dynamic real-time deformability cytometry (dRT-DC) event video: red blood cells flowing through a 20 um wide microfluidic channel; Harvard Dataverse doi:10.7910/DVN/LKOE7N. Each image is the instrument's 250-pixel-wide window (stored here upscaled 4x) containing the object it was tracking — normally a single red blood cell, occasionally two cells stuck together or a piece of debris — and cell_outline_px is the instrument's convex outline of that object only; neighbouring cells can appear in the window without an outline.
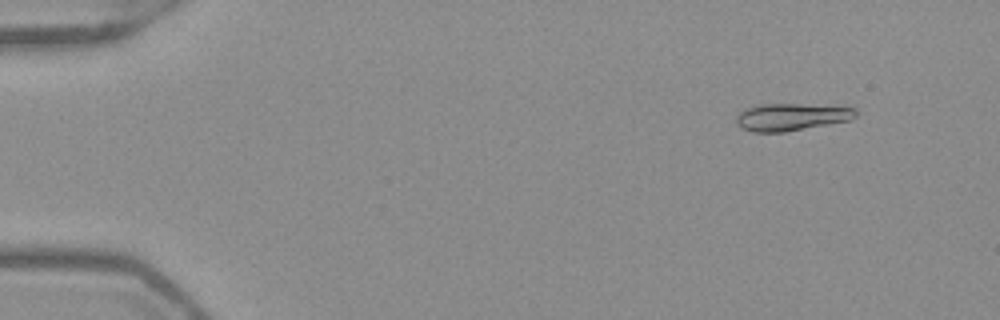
{"species": "Egyptian fruit bat (a non-hibernating species)", "species_latin": "Rousettus aegyptiacus", "temperature_condition": "warm", "stored_images_in_passage": 53, "camera_frame_rate_fps": 3000, "um_per_image_px": 0.085, "frame": {"image": 1, "passage_image": 6, "time_ms": 1.667, "image_size_px": [1000, 320], "cell_outline_px": [[856, 116], [852, 120], [784, 132], [752, 132], [740, 128], [736, 124], [736, 116], [744, 108], [760, 104], [800, 104], [856, 108]], "centroid_in_image_um": [67.22, 9.95], "position_along_channel_um": 17.8, "area_um2": 19.07}}
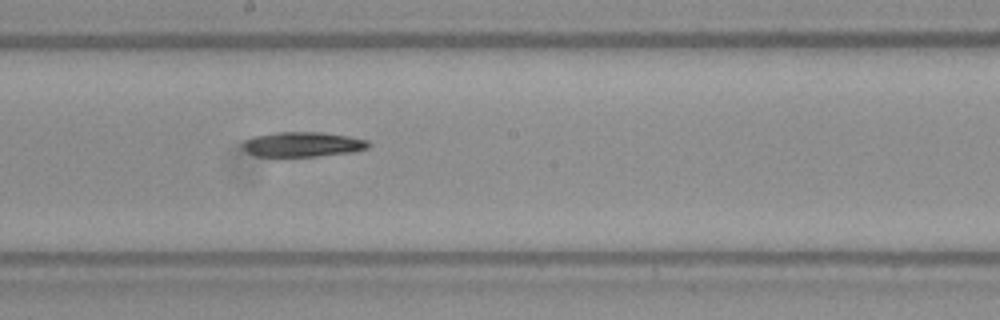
{"frame": {"image": 2, "passage_image": 30, "time_ms": 9.667, "image_size_px": [1000, 320], "cell_outline_px": [[372, 144], [368, 148], [356, 152], [320, 156], [256, 156], [248, 152], [244, 148], [244, 140], [252, 136], [276, 132], [324, 132], [348, 136], [368, 140]], "centroid_in_image_um": [25.79, 12.26], "position_along_channel_um": 222.4, "area_um2": 18.38}}
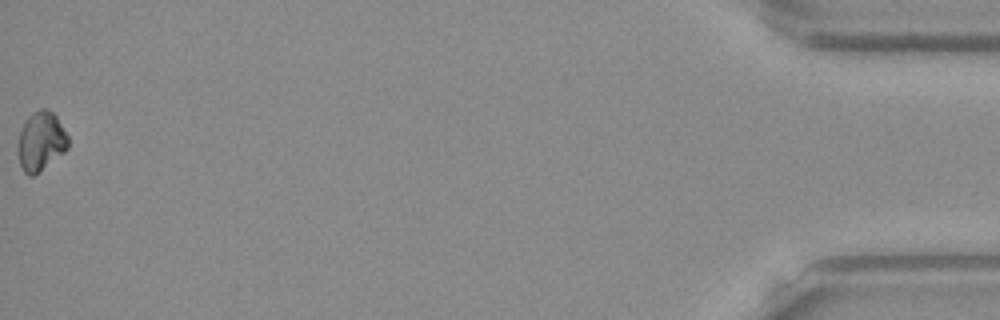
{"frame": {"image": 3, "passage_image": 53, "time_ms": 17.333, "image_size_px": [1000, 320], "cell_outline_px": [[68, 148], [64, 152], [32, 176], [28, 176], [24, 172], [20, 164], [16, 152], [16, 144], [20, 132], [28, 116], [32, 112], [40, 108], [48, 108], [56, 116], [68, 136]], "centroid_in_image_um": [3.44, 11.99], "position_along_channel_um": 431.8, "area_um2": 17.34}}